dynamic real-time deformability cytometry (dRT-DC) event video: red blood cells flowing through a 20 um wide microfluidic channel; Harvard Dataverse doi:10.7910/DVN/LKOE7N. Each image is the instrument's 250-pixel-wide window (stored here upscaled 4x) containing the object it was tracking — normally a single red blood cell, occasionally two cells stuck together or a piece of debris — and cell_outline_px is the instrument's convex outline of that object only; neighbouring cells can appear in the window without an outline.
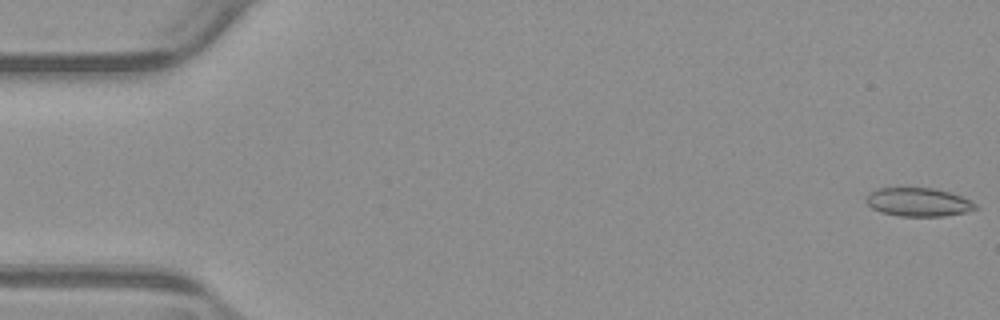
{"species": "common noctule bat (a hibernating species)", "species_latin": "Nyctalus noctula", "temperature_condition": "warm", "stored_images_in_passage": 54, "camera_frame_rate_fps": 3000, "um_per_image_px": 0.085, "animal": {"sex": "male", "body_mass_g": 23.1, "forearm_length_mm": 52.7}, "frame": {"image": 1, "passage_image": 1, "time_ms": 0.0, "image_size_px": [1000, 320], "cell_outline_px": [[980, 208], [964, 212], [944, 216], [900, 216], [880, 212], [872, 208], [864, 200], [868, 192], [876, 188], [932, 188], [948, 192], [972, 200]], "centroid_in_image_um": [78.03, 17.18], "position_along_channel_um": 7.0, "area_um2": 18.26}}
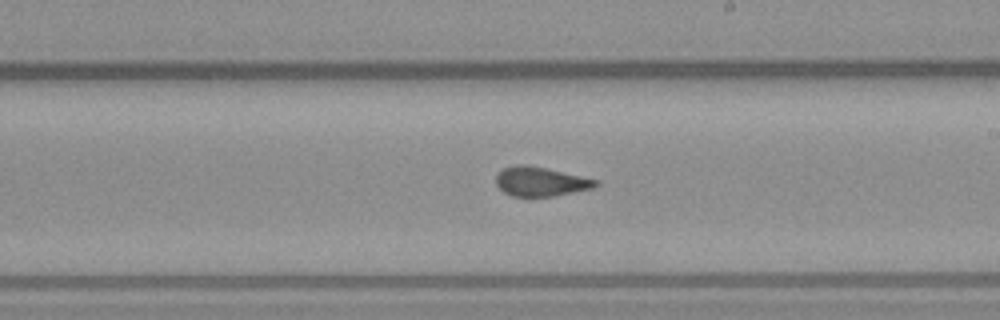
{"frame": {"image": 2, "passage_image": 31, "time_ms": 10.0, "image_size_px": [1000, 320], "cell_outline_px": [[600, 184], [592, 188], [552, 196], [512, 196], [504, 192], [496, 184], [496, 176], [504, 168], [516, 164], [524, 164], [544, 168], [600, 180]], "centroid_in_image_um": [45.95, 15.43], "position_along_channel_um": 243.0, "area_um2": 16.76}}
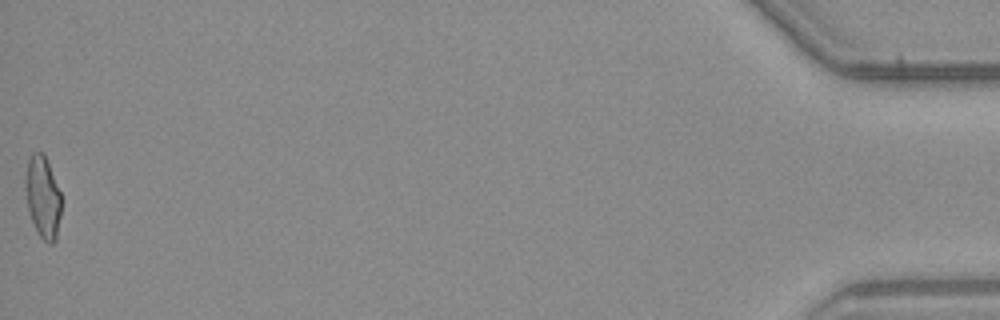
{"frame": {"image": 3, "passage_image": 54, "time_ms": 17.667, "image_size_px": [1000, 320], "cell_outline_px": [[60, 216], [56, 240], [52, 244], [48, 244], [40, 236], [28, 212], [24, 188], [24, 176], [28, 160], [32, 152], [44, 152], [60, 192]], "centroid_in_image_um": [3.61, 16.72], "position_along_channel_um": 431.6, "area_um2": 17.28}, "authors_computed_cell_mechanics": {"area_um2": 17.7735, "velocity_mm_per_s": 3.8709, "shape_relaxation_time_tau1_ms": null, "shape_relaxation_time_tau2_ms": 0.9975, "deformation_change_tau1": null, "deformation_change_tau2": 0.0819}}